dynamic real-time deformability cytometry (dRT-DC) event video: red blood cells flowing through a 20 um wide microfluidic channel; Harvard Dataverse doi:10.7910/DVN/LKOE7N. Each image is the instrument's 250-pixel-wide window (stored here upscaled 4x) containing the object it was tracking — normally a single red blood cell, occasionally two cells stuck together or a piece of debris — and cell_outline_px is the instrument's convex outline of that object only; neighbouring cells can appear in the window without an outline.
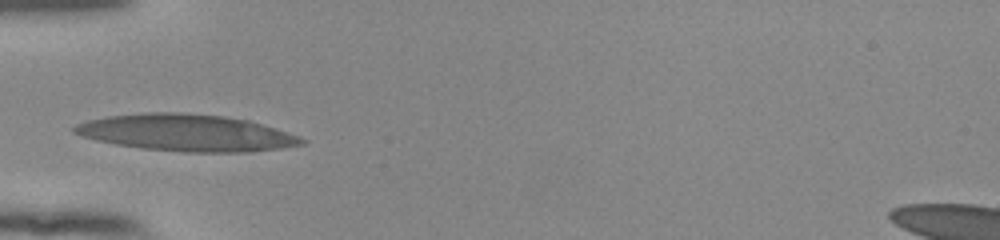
{"species": "human", "species_latin": "Homo sapiens", "temperature_condition": "room temperature", "stored_images_in_passage": 28, "camera_frame_rate_fps": 3000, "um_per_image_px": 0.085, "donor": {"sex": "female"}, "frame": {"image": 1, "passage_image": 1, "time_ms": 0.0, "image_size_px": [1000, 240], "cell_outline_px": [[308, 140], [304, 144], [280, 148], [248, 152], [184, 152], [144, 148], [116, 144], [96, 140], [72, 132], [72, 128], [76, 124], [88, 120], [108, 116], [144, 112], [180, 112], [224, 116], [248, 120]], "centroid_in_image_um": [15.8, 11.28], "position_along_channel_um": 69.2, "area_um2": 48.26}}
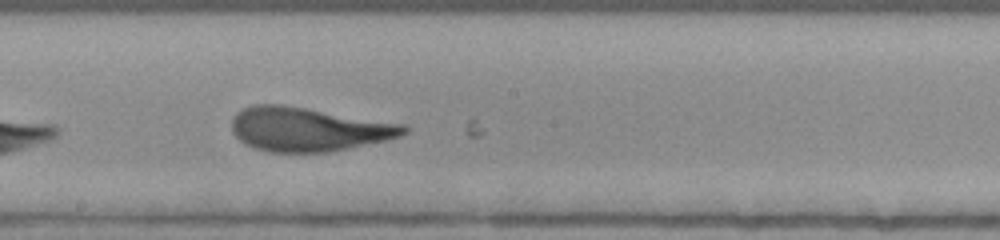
{"frame": {"image": 2, "passage_image": 13, "time_ms": 4.0, "image_size_px": [1000, 240], "cell_outline_px": [[408, 132], [400, 136], [384, 140], [348, 148], [328, 152], [268, 152], [244, 144], [232, 132], [232, 116], [236, 112], [252, 104], [280, 104], [404, 124], [408, 128]], "centroid_in_image_um": [26.15, 10.98], "position_along_channel_um": 222.1, "area_um2": 43.75}}
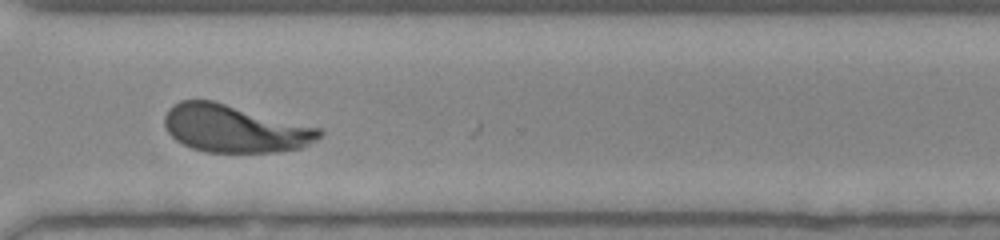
{"frame": {"image": 3, "passage_image": 23, "time_ms": 7.333, "image_size_px": [1000, 240], "cell_outline_px": [[324, 132], [316, 140], [300, 148], [276, 152], [204, 152], [192, 148], [176, 140], [168, 132], [164, 124], [164, 116], [168, 108], [172, 104], [180, 100], [212, 100], [320, 128]], "centroid_in_image_um": [19.91, 10.93], "position_along_channel_um": 350.7, "area_um2": 42.77}, "authors_computed_cell_mechanics": {"area_um2": 43.0321, "velocity_mm_per_s": 3.8546, "shape_relaxation_time_tau1_ms": 4.6815, "shape_relaxation_time_tau2_ms": 0.9791, "deformation_change_tau1": 0.2241, "deformation_change_tau2": 0.0913}}